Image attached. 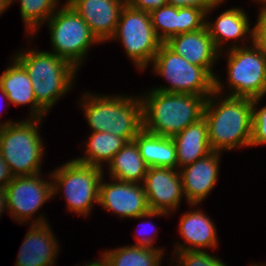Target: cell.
Masks as SVG:
<instances>
[{
	"instance_id": "32",
	"label": "cell",
	"mask_w": 266,
	"mask_h": 266,
	"mask_svg": "<svg viewBox=\"0 0 266 266\" xmlns=\"http://www.w3.org/2000/svg\"><path fill=\"white\" fill-rule=\"evenodd\" d=\"M127 3L135 9L150 13L151 11L168 4V0H127Z\"/></svg>"
},
{
	"instance_id": "13",
	"label": "cell",
	"mask_w": 266,
	"mask_h": 266,
	"mask_svg": "<svg viewBox=\"0 0 266 266\" xmlns=\"http://www.w3.org/2000/svg\"><path fill=\"white\" fill-rule=\"evenodd\" d=\"M169 167H148L143 188L150 210L163 213L178 208L184 195L179 170Z\"/></svg>"
},
{
	"instance_id": "7",
	"label": "cell",
	"mask_w": 266,
	"mask_h": 266,
	"mask_svg": "<svg viewBox=\"0 0 266 266\" xmlns=\"http://www.w3.org/2000/svg\"><path fill=\"white\" fill-rule=\"evenodd\" d=\"M51 176L53 195L62 186L69 211L86 216L92 203H98L103 169L73 159L56 169Z\"/></svg>"
},
{
	"instance_id": "27",
	"label": "cell",
	"mask_w": 266,
	"mask_h": 266,
	"mask_svg": "<svg viewBox=\"0 0 266 266\" xmlns=\"http://www.w3.org/2000/svg\"><path fill=\"white\" fill-rule=\"evenodd\" d=\"M58 0H20L22 20L30 35H33L43 21L46 22L55 12ZM32 33V34H31Z\"/></svg>"
},
{
	"instance_id": "23",
	"label": "cell",
	"mask_w": 266,
	"mask_h": 266,
	"mask_svg": "<svg viewBox=\"0 0 266 266\" xmlns=\"http://www.w3.org/2000/svg\"><path fill=\"white\" fill-rule=\"evenodd\" d=\"M209 35L213 40L216 49L221 52L224 40L240 39L250 33L253 40V28L250 30L248 15L242 9L232 8L218 16L214 23L206 22Z\"/></svg>"
},
{
	"instance_id": "26",
	"label": "cell",
	"mask_w": 266,
	"mask_h": 266,
	"mask_svg": "<svg viewBox=\"0 0 266 266\" xmlns=\"http://www.w3.org/2000/svg\"><path fill=\"white\" fill-rule=\"evenodd\" d=\"M163 249L139 246H124L106 251L107 266H160Z\"/></svg>"
},
{
	"instance_id": "12",
	"label": "cell",
	"mask_w": 266,
	"mask_h": 266,
	"mask_svg": "<svg viewBox=\"0 0 266 266\" xmlns=\"http://www.w3.org/2000/svg\"><path fill=\"white\" fill-rule=\"evenodd\" d=\"M38 174L14 177L6 188L7 211L17 221H28L32 215L53 197L52 183Z\"/></svg>"
},
{
	"instance_id": "39",
	"label": "cell",
	"mask_w": 266,
	"mask_h": 266,
	"mask_svg": "<svg viewBox=\"0 0 266 266\" xmlns=\"http://www.w3.org/2000/svg\"><path fill=\"white\" fill-rule=\"evenodd\" d=\"M256 1H259V2H261V3H265L266 4V0H256ZM266 6V5H265Z\"/></svg>"
},
{
	"instance_id": "37",
	"label": "cell",
	"mask_w": 266,
	"mask_h": 266,
	"mask_svg": "<svg viewBox=\"0 0 266 266\" xmlns=\"http://www.w3.org/2000/svg\"><path fill=\"white\" fill-rule=\"evenodd\" d=\"M7 7H9V4L4 0H0V14H2Z\"/></svg>"
},
{
	"instance_id": "17",
	"label": "cell",
	"mask_w": 266,
	"mask_h": 266,
	"mask_svg": "<svg viewBox=\"0 0 266 266\" xmlns=\"http://www.w3.org/2000/svg\"><path fill=\"white\" fill-rule=\"evenodd\" d=\"M219 154L212 151L179 170L184 196L190 205H198L214 188L219 173Z\"/></svg>"
},
{
	"instance_id": "40",
	"label": "cell",
	"mask_w": 266,
	"mask_h": 266,
	"mask_svg": "<svg viewBox=\"0 0 266 266\" xmlns=\"http://www.w3.org/2000/svg\"><path fill=\"white\" fill-rule=\"evenodd\" d=\"M251 266H259V265H256V264H252ZM260 266H264V265H260Z\"/></svg>"
},
{
	"instance_id": "24",
	"label": "cell",
	"mask_w": 266,
	"mask_h": 266,
	"mask_svg": "<svg viewBox=\"0 0 266 266\" xmlns=\"http://www.w3.org/2000/svg\"><path fill=\"white\" fill-rule=\"evenodd\" d=\"M109 175L121 182L138 183L144 180L148 166L140 155L136 142L130 141L113 156L109 163Z\"/></svg>"
},
{
	"instance_id": "33",
	"label": "cell",
	"mask_w": 266,
	"mask_h": 266,
	"mask_svg": "<svg viewBox=\"0 0 266 266\" xmlns=\"http://www.w3.org/2000/svg\"><path fill=\"white\" fill-rule=\"evenodd\" d=\"M13 178L10 168L0 152V187H6Z\"/></svg>"
},
{
	"instance_id": "16",
	"label": "cell",
	"mask_w": 266,
	"mask_h": 266,
	"mask_svg": "<svg viewBox=\"0 0 266 266\" xmlns=\"http://www.w3.org/2000/svg\"><path fill=\"white\" fill-rule=\"evenodd\" d=\"M40 217L26 234L15 266H53L59 245L46 219Z\"/></svg>"
},
{
	"instance_id": "14",
	"label": "cell",
	"mask_w": 266,
	"mask_h": 266,
	"mask_svg": "<svg viewBox=\"0 0 266 266\" xmlns=\"http://www.w3.org/2000/svg\"><path fill=\"white\" fill-rule=\"evenodd\" d=\"M127 0H67L99 42L111 40Z\"/></svg>"
},
{
	"instance_id": "4",
	"label": "cell",
	"mask_w": 266,
	"mask_h": 266,
	"mask_svg": "<svg viewBox=\"0 0 266 266\" xmlns=\"http://www.w3.org/2000/svg\"><path fill=\"white\" fill-rule=\"evenodd\" d=\"M13 58L27 71L36 101L47 112L72 87L77 69L53 52L29 50Z\"/></svg>"
},
{
	"instance_id": "18",
	"label": "cell",
	"mask_w": 266,
	"mask_h": 266,
	"mask_svg": "<svg viewBox=\"0 0 266 266\" xmlns=\"http://www.w3.org/2000/svg\"><path fill=\"white\" fill-rule=\"evenodd\" d=\"M165 44L189 63L203 67L214 79L216 78L212 66L219 58L220 52L216 49L206 26L195 32L172 36Z\"/></svg>"
},
{
	"instance_id": "10",
	"label": "cell",
	"mask_w": 266,
	"mask_h": 266,
	"mask_svg": "<svg viewBox=\"0 0 266 266\" xmlns=\"http://www.w3.org/2000/svg\"><path fill=\"white\" fill-rule=\"evenodd\" d=\"M252 47L229 48L227 75L233 89L229 96L254 99L266 94V50L253 40Z\"/></svg>"
},
{
	"instance_id": "31",
	"label": "cell",
	"mask_w": 266,
	"mask_h": 266,
	"mask_svg": "<svg viewBox=\"0 0 266 266\" xmlns=\"http://www.w3.org/2000/svg\"><path fill=\"white\" fill-rule=\"evenodd\" d=\"M253 31V42L266 50V6L262 7Z\"/></svg>"
},
{
	"instance_id": "8",
	"label": "cell",
	"mask_w": 266,
	"mask_h": 266,
	"mask_svg": "<svg viewBox=\"0 0 266 266\" xmlns=\"http://www.w3.org/2000/svg\"><path fill=\"white\" fill-rule=\"evenodd\" d=\"M47 22L54 54L70 62L76 69L88 48L95 42L99 43L83 18L67 2Z\"/></svg>"
},
{
	"instance_id": "29",
	"label": "cell",
	"mask_w": 266,
	"mask_h": 266,
	"mask_svg": "<svg viewBox=\"0 0 266 266\" xmlns=\"http://www.w3.org/2000/svg\"><path fill=\"white\" fill-rule=\"evenodd\" d=\"M261 100V97L253 99L252 106V135L250 146L266 144V106L256 111V105Z\"/></svg>"
},
{
	"instance_id": "34",
	"label": "cell",
	"mask_w": 266,
	"mask_h": 266,
	"mask_svg": "<svg viewBox=\"0 0 266 266\" xmlns=\"http://www.w3.org/2000/svg\"><path fill=\"white\" fill-rule=\"evenodd\" d=\"M150 226H152V223L150 224ZM146 233V232H145ZM146 238H145V237ZM143 238L142 237H139L137 239V243L134 244V246H139V247H147V248H154V246L152 245L153 244V241H154V237H150V236H146L144 235ZM153 246V247H152Z\"/></svg>"
},
{
	"instance_id": "25",
	"label": "cell",
	"mask_w": 266,
	"mask_h": 266,
	"mask_svg": "<svg viewBox=\"0 0 266 266\" xmlns=\"http://www.w3.org/2000/svg\"><path fill=\"white\" fill-rule=\"evenodd\" d=\"M126 144V141L110 132H92L87 143L86 155L75 159L82 164L102 168L103 162L110 163L113 156Z\"/></svg>"
},
{
	"instance_id": "5",
	"label": "cell",
	"mask_w": 266,
	"mask_h": 266,
	"mask_svg": "<svg viewBox=\"0 0 266 266\" xmlns=\"http://www.w3.org/2000/svg\"><path fill=\"white\" fill-rule=\"evenodd\" d=\"M40 121L30 117L26 121L0 124V152L14 177L40 173L44 154L42 137L37 130Z\"/></svg>"
},
{
	"instance_id": "9",
	"label": "cell",
	"mask_w": 266,
	"mask_h": 266,
	"mask_svg": "<svg viewBox=\"0 0 266 266\" xmlns=\"http://www.w3.org/2000/svg\"><path fill=\"white\" fill-rule=\"evenodd\" d=\"M121 39L127 56L136 67L144 69L154 60L161 44L152 26L150 13L135 9L129 3L121 9L118 25L111 39Z\"/></svg>"
},
{
	"instance_id": "35",
	"label": "cell",
	"mask_w": 266,
	"mask_h": 266,
	"mask_svg": "<svg viewBox=\"0 0 266 266\" xmlns=\"http://www.w3.org/2000/svg\"><path fill=\"white\" fill-rule=\"evenodd\" d=\"M7 208L6 188L0 187V214Z\"/></svg>"
},
{
	"instance_id": "28",
	"label": "cell",
	"mask_w": 266,
	"mask_h": 266,
	"mask_svg": "<svg viewBox=\"0 0 266 266\" xmlns=\"http://www.w3.org/2000/svg\"><path fill=\"white\" fill-rule=\"evenodd\" d=\"M178 257V266H226L216 258V256H211L204 250H185L176 252Z\"/></svg>"
},
{
	"instance_id": "3",
	"label": "cell",
	"mask_w": 266,
	"mask_h": 266,
	"mask_svg": "<svg viewBox=\"0 0 266 266\" xmlns=\"http://www.w3.org/2000/svg\"><path fill=\"white\" fill-rule=\"evenodd\" d=\"M82 100L92 132H110L130 142L143 130L141 98L85 94Z\"/></svg>"
},
{
	"instance_id": "21",
	"label": "cell",
	"mask_w": 266,
	"mask_h": 266,
	"mask_svg": "<svg viewBox=\"0 0 266 266\" xmlns=\"http://www.w3.org/2000/svg\"><path fill=\"white\" fill-rule=\"evenodd\" d=\"M179 232L189 246L177 244L176 251L202 250L217 246V234L211 219L202 211H190L182 215Z\"/></svg>"
},
{
	"instance_id": "1",
	"label": "cell",
	"mask_w": 266,
	"mask_h": 266,
	"mask_svg": "<svg viewBox=\"0 0 266 266\" xmlns=\"http://www.w3.org/2000/svg\"><path fill=\"white\" fill-rule=\"evenodd\" d=\"M222 88L216 77L215 91L207 98L204 107L211 150L220 152L237 146L250 147L253 99L228 95L218 101L215 98Z\"/></svg>"
},
{
	"instance_id": "19",
	"label": "cell",
	"mask_w": 266,
	"mask_h": 266,
	"mask_svg": "<svg viewBox=\"0 0 266 266\" xmlns=\"http://www.w3.org/2000/svg\"><path fill=\"white\" fill-rule=\"evenodd\" d=\"M13 65L0 76V91L14 105L31 104L32 118L42 119L46 110L36 101L31 79L25 68L13 58Z\"/></svg>"
},
{
	"instance_id": "11",
	"label": "cell",
	"mask_w": 266,
	"mask_h": 266,
	"mask_svg": "<svg viewBox=\"0 0 266 266\" xmlns=\"http://www.w3.org/2000/svg\"><path fill=\"white\" fill-rule=\"evenodd\" d=\"M113 180L114 182L111 183L101 180L99 186L98 204L102 205L106 210L119 214L120 218H146L168 215L167 213L149 209L143 185Z\"/></svg>"
},
{
	"instance_id": "2",
	"label": "cell",
	"mask_w": 266,
	"mask_h": 266,
	"mask_svg": "<svg viewBox=\"0 0 266 266\" xmlns=\"http://www.w3.org/2000/svg\"><path fill=\"white\" fill-rule=\"evenodd\" d=\"M145 97L141 98L143 130L158 136L172 137L203 117L209 96L152 89Z\"/></svg>"
},
{
	"instance_id": "38",
	"label": "cell",
	"mask_w": 266,
	"mask_h": 266,
	"mask_svg": "<svg viewBox=\"0 0 266 266\" xmlns=\"http://www.w3.org/2000/svg\"><path fill=\"white\" fill-rule=\"evenodd\" d=\"M4 1L10 5L14 0H4Z\"/></svg>"
},
{
	"instance_id": "20",
	"label": "cell",
	"mask_w": 266,
	"mask_h": 266,
	"mask_svg": "<svg viewBox=\"0 0 266 266\" xmlns=\"http://www.w3.org/2000/svg\"><path fill=\"white\" fill-rule=\"evenodd\" d=\"M171 138L176 146V169L192 164L212 152L204 117Z\"/></svg>"
},
{
	"instance_id": "22",
	"label": "cell",
	"mask_w": 266,
	"mask_h": 266,
	"mask_svg": "<svg viewBox=\"0 0 266 266\" xmlns=\"http://www.w3.org/2000/svg\"><path fill=\"white\" fill-rule=\"evenodd\" d=\"M134 141L148 167H177L176 146L171 137L158 136L142 130Z\"/></svg>"
},
{
	"instance_id": "30",
	"label": "cell",
	"mask_w": 266,
	"mask_h": 266,
	"mask_svg": "<svg viewBox=\"0 0 266 266\" xmlns=\"http://www.w3.org/2000/svg\"><path fill=\"white\" fill-rule=\"evenodd\" d=\"M224 0H168V4L176 8L193 7L203 10L206 16Z\"/></svg>"
},
{
	"instance_id": "6",
	"label": "cell",
	"mask_w": 266,
	"mask_h": 266,
	"mask_svg": "<svg viewBox=\"0 0 266 266\" xmlns=\"http://www.w3.org/2000/svg\"><path fill=\"white\" fill-rule=\"evenodd\" d=\"M152 62L155 73L171 84L154 90L198 96H210L215 91V79L203 67L189 63L165 43L161 44Z\"/></svg>"
},
{
	"instance_id": "15",
	"label": "cell",
	"mask_w": 266,
	"mask_h": 266,
	"mask_svg": "<svg viewBox=\"0 0 266 266\" xmlns=\"http://www.w3.org/2000/svg\"><path fill=\"white\" fill-rule=\"evenodd\" d=\"M150 16L154 31L163 43L172 36L201 30L207 21L201 9L176 8L169 4L151 11Z\"/></svg>"
},
{
	"instance_id": "36",
	"label": "cell",
	"mask_w": 266,
	"mask_h": 266,
	"mask_svg": "<svg viewBox=\"0 0 266 266\" xmlns=\"http://www.w3.org/2000/svg\"><path fill=\"white\" fill-rule=\"evenodd\" d=\"M85 266H107L106 261L103 258H101V260L99 261H94V262H90L89 264L85 265Z\"/></svg>"
}]
</instances>
